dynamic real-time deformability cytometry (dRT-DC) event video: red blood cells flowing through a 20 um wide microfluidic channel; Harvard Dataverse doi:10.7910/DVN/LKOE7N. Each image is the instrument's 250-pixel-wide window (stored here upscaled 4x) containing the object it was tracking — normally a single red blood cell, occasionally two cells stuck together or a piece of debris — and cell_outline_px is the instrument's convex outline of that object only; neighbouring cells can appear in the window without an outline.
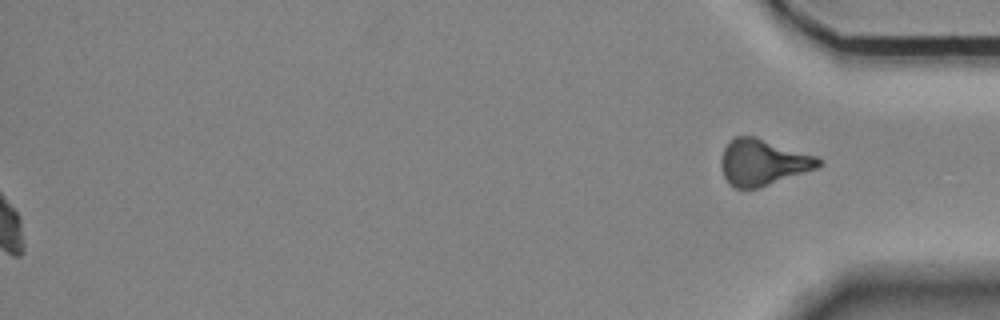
{"species": "Egyptian fruit bat (a non-hibernating species)", "species_latin": "Rousettus aegyptiacus", "temperature_condition": "room temperature", "stored_images_in_passage": 48, "segment_of_instrument_passage": [2, 2], "camera_frame_rate_fps": 3000, "um_per_image_px": 0.085, "animal": {"sex": "female"}, "frame": {"image": 1, "passage_image": 48, "time_ms": 15.667, "image_size_px": [1000, 320], "cell_outline_px": [[824, 164], [816, 168], [756, 188], [736, 188], [728, 184], [720, 168], [720, 160], [724, 148], [736, 136], [756, 136], [816, 156]], "centroid_in_image_um": [64.8, 13.78], "position_along_channel_um": 370.4, "area_um2": 25.89}}